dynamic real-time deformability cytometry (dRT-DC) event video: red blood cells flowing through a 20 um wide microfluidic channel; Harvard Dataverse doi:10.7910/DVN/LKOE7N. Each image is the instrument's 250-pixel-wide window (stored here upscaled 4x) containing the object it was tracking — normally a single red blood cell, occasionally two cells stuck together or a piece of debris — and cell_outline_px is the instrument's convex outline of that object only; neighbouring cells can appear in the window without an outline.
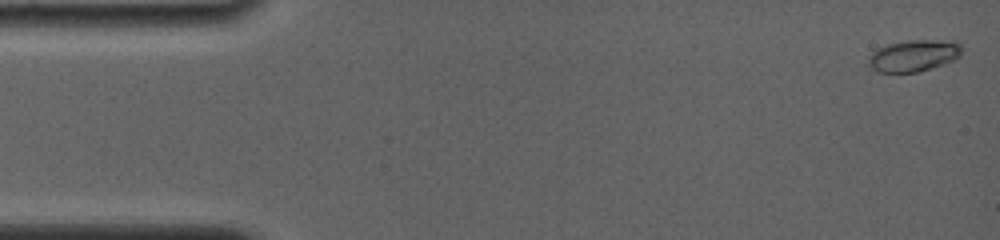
{"species": "common noctule bat (a hibernating species)", "species_latin": "Nyctalus noctula", "temperature_condition": "room temperature", "stored_images_in_passage": 33, "camera_frame_rate_fps": 4000, "um_per_image_px": 0.085, "animal": {"sex": "female", "body_mass_g": 19.0, "forearm_length_mm": 56.7}, "frame": {"image": 1, "passage_image": 2, "time_ms": 0.25, "image_size_px": [1000, 240], "cell_outline_px": [[960, 56], [956, 60], [944, 64], [916, 72], [876, 72], [868, 64], [868, 56], [872, 52], [888, 44], [908, 40], [952, 40], [960, 44]], "centroid_in_image_um": [77.67, 4.73], "position_along_channel_um": 7.3, "area_um2": 17.22}}
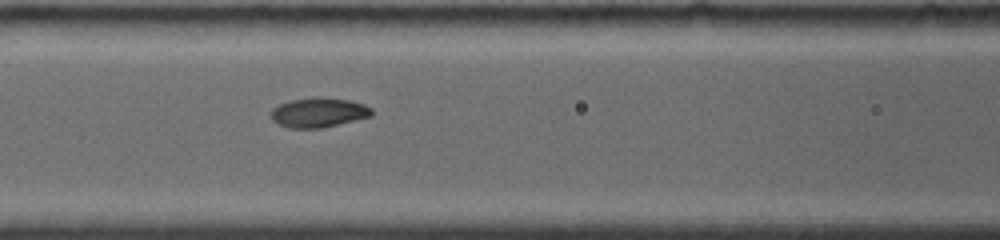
{"frame": {"image": 2, "passage_image": 26, "time_ms": 7.0, "image_size_px": [1000, 240], "cell_outline_px": [[372, 116], [320, 128], [288, 128], [272, 120], [272, 108], [280, 104], [292, 100], [312, 96], [324, 96], [348, 100], [364, 104], [372, 108]], "centroid_in_image_um": [27.09, 9.54], "position_along_channel_um": 139.5, "area_um2": 17.4}}
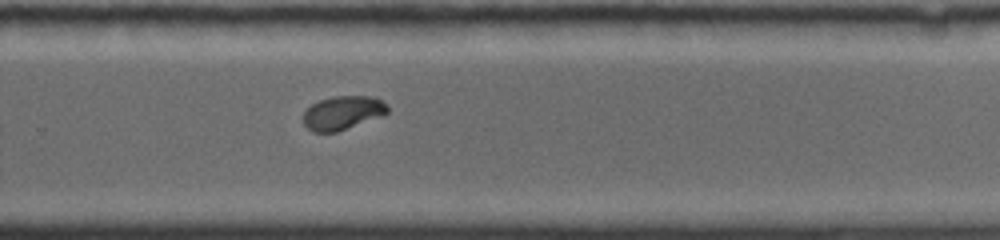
{"frame": {"image": 3, "passage_image": 33, "time_ms": 11.25, "image_size_px": [1000, 240], "cell_outline_px": [[388, 112], [384, 116], [336, 132], [312, 132], [304, 124], [304, 112], [312, 104], [320, 100], [336, 96], [376, 96], [388, 104]], "centroid_in_image_um": [29.19, 9.58], "position_along_channel_um": 300.6, "area_um2": 16.7}}